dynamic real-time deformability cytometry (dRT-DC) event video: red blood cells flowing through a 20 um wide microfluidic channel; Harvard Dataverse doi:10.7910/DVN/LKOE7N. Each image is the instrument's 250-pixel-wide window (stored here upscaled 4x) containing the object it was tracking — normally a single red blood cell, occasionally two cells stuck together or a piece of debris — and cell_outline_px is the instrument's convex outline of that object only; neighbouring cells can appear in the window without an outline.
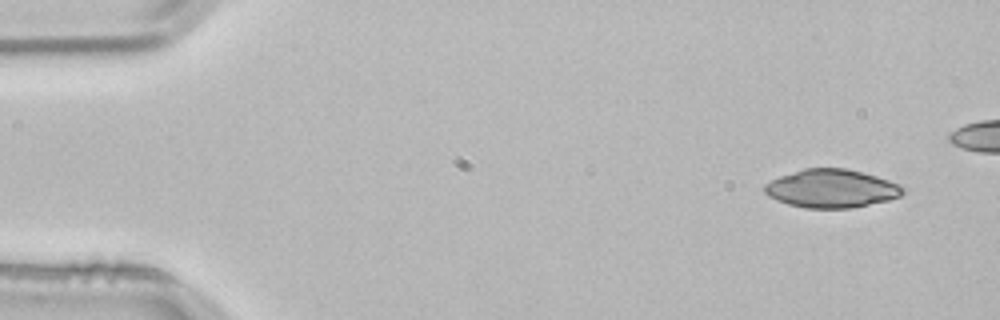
{"species": "common noctule bat (a hibernating species)", "species_latin": "Nyctalus noctula", "temperature_condition": "room temperature", "stored_images_in_passage": 4, "camera_frame_rate_fps": 3000, "um_per_image_px": 0.085, "animal": {"sex": "male", "body_mass_g": 21.5, "forearm_length_mm": 52.0}, "frame": {"image": 1, "passage_image": 1, "time_ms": 0.0, "image_size_px": [1000, 320], "cell_outline_px": [[904, 192], [900, 196], [888, 200], [852, 208], [804, 208], [788, 204], [776, 200], [768, 196], [764, 192], [764, 184], [780, 176], [804, 168], [844, 168], [876, 176], [900, 184], [904, 188]], "centroid_in_image_um": [70.66, 16.03], "position_along_channel_um": 14.3, "area_um2": 30.81}}